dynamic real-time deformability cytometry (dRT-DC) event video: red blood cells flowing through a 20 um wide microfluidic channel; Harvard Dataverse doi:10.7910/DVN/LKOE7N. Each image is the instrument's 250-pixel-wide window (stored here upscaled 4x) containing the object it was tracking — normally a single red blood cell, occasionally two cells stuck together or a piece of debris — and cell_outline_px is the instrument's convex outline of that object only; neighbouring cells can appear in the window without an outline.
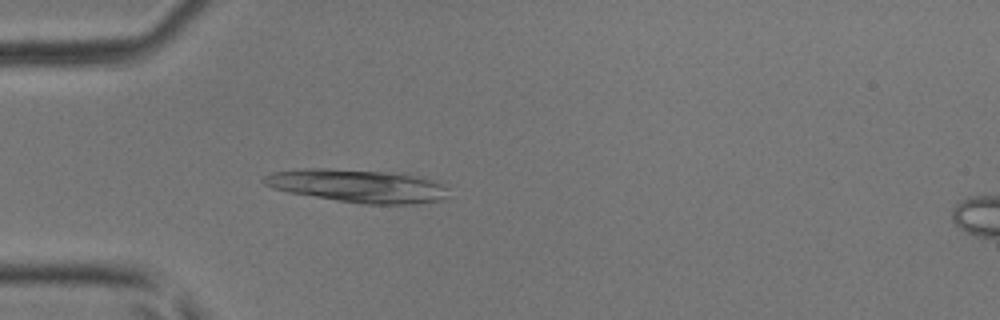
{"species": "common noctule bat (a hibernating species)", "species_latin": "Nyctalus noctula", "temperature_condition": "room temperature", "stored_images_in_passage": 42, "camera_frame_rate_fps": 3000, "um_per_image_px": 0.085, "animal": {"sex": "male", "body_mass_g": 17.9, "forearm_length_mm": 54.2}, "frame": {"image": 1, "passage_image": 13, "time_ms": 4.0, "image_size_px": [1000, 320], "cell_outline_px": [[448, 196], [440, 200], [416, 204], [364, 204], [288, 192], [272, 188], [264, 184], [260, 180], [264, 176], [272, 172], [304, 168], [332, 168], [408, 172], [440, 180], [448, 188]], "centroid_in_image_um": [30.52, 15.77], "position_along_channel_um": 54.5, "area_um2": 36.65}}